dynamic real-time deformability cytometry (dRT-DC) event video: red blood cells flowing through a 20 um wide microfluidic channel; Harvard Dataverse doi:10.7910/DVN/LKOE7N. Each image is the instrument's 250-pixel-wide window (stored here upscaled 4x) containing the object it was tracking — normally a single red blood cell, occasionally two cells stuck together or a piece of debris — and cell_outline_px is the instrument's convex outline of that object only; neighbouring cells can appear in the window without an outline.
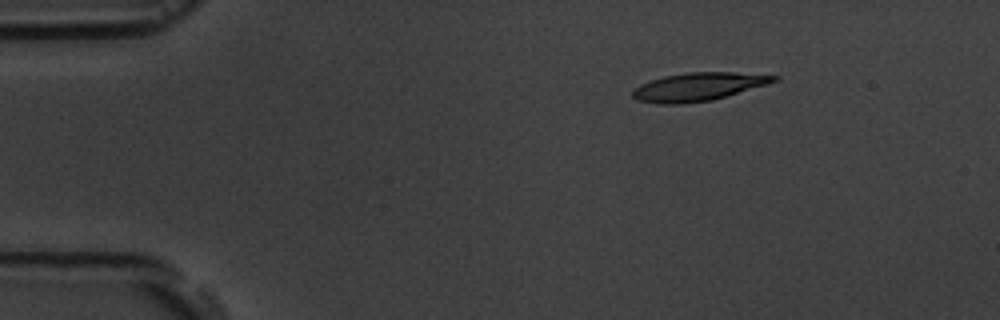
{"species": "common noctule bat (a hibernating species)", "species_latin": "Nyctalus noctula", "temperature_condition": "room temperature", "stored_images_in_passage": 3, "camera_frame_rate_fps": 3000, "um_per_image_px": 0.085, "animal": {"sex": "male", "body_mass_g": 19.5, "forearm_length_mm": 54.6}, "frame": {"image": 1, "passage_image": 1, "time_ms": 0.0, "image_size_px": [1000, 320], "cell_outline_px": [[780, 80], [768, 84], [712, 100], [680, 104], [656, 104], [636, 100], [632, 96], [632, 88], [640, 84], [664, 76], [688, 72], [732, 72], [780, 76]], "centroid_in_image_um": [59.33, 7.38], "position_along_channel_um": 25.7, "area_um2": 23.29}}